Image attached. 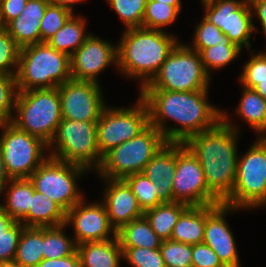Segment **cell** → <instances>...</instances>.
<instances>
[{
	"instance_id": "1",
	"label": "cell",
	"mask_w": 266,
	"mask_h": 267,
	"mask_svg": "<svg viewBox=\"0 0 266 267\" xmlns=\"http://www.w3.org/2000/svg\"><path fill=\"white\" fill-rule=\"evenodd\" d=\"M209 90L177 92L140 90L149 110L150 125L167 142H185L190 136L214 128L222 120V110L208 102ZM172 120L180 127H167Z\"/></svg>"
},
{
	"instance_id": "2",
	"label": "cell",
	"mask_w": 266,
	"mask_h": 267,
	"mask_svg": "<svg viewBox=\"0 0 266 267\" xmlns=\"http://www.w3.org/2000/svg\"><path fill=\"white\" fill-rule=\"evenodd\" d=\"M222 111V120L212 129L190 136L184 144L203 168L208 189L223 203L232 193L236 178L240 126Z\"/></svg>"
},
{
	"instance_id": "3",
	"label": "cell",
	"mask_w": 266,
	"mask_h": 267,
	"mask_svg": "<svg viewBox=\"0 0 266 267\" xmlns=\"http://www.w3.org/2000/svg\"><path fill=\"white\" fill-rule=\"evenodd\" d=\"M117 44V70L124 77L141 80L140 89L158 73L163 62L180 42L163 30L130 28Z\"/></svg>"
},
{
	"instance_id": "4",
	"label": "cell",
	"mask_w": 266,
	"mask_h": 267,
	"mask_svg": "<svg viewBox=\"0 0 266 267\" xmlns=\"http://www.w3.org/2000/svg\"><path fill=\"white\" fill-rule=\"evenodd\" d=\"M72 79L70 56L47 42L20 49L16 83L18 92L56 88Z\"/></svg>"
},
{
	"instance_id": "5",
	"label": "cell",
	"mask_w": 266,
	"mask_h": 267,
	"mask_svg": "<svg viewBox=\"0 0 266 267\" xmlns=\"http://www.w3.org/2000/svg\"><path fill=\"white\" fill-rule=\"evenodd\" d=\"M11 123L49 145L62 120L57 87L18 92Z\"/></svg>"
},
{
	"instance_id": "6",
	"label": "cell",
	"mask_w": 266,
	"mask_h": 267,
	"mask_svg": "<svg viewBox=\"0 0 266 267\" xmlns=\"http://www.w3.org/2000/svg\"><path fill=\"white\" fill-rule=\"evenodd\" d=\"M48 149L50 157L97 171L102 162L97 144V122L62 119Z\"/></svg>"
},
{
	"instance_id": "7",
	"label": "cell",
	"mask_w": 266,
	"mask_h": 267,
	"mask_svg": "<svg viewBox=\"0 0 266 267\" xmlns=\"http://www.w3.org/2000/svg\"><path fill=\"white\" fill-rule=\"evenodd\" d=\"M207 74L198 51L179 42L161 65L153 79L139 90L188 92L209 90Z\"/></svg>"
},
{
	"instance_id": "8",
	"label": "cell",
	"mask_w": 266,
	"mask_h": 267,
	"mask_svg": "<svg viewBox=\"0 0 266 267\" xmlns=\"http://www.w3.org/2000/svg\"><path fill=\"white\" fill-rule=\"evenodd\" d=\"M167 141L152 125L138 136L112 148L102 158L97 172L100 178L124 179L142 172L146 164Z\"/></svg>"
},
{
	"instance_id": "9",
	"label": "cell",
	"mask_w": 266,
	"mask_h": 267,
	"mask_svg": "<svg viewBox=\"0 0 266 267\" xmlns=\"http://www.w3.org/2000/svg\"><path fill=\"white\" fill-rule=\"evenodd\" d=\"M257 138L238 157L234 187L225 205L239 209L266 207V142Z\"/></svg>"
},
{
	"instance_id": "10",
	"label": "cell",
	"mask_w": 266,
	"mask_h": 267,
	"mask_svg": "<svg viewBox=\"0 0 266 267\" xmlns=\"http://www.w3.org/2000/svg\"><path fill=\"white\" fill-rule=\"evenodd\" d=\"M0 129V149L8 176L10 179L30 178L48 157V145L11 122H0Z\"/></svg>"
},
{
	"instance_id": "11",
	"label": "cell",
	"mask_w": 266,
	"mask_h": 267,
	"mask_svg": "<svg viewBox=\"0 0 266 267\" xmlns=\"http://www.w3.org/2000/svg\"><path fill=\"white\" fill-rule=\"evenodd\" d=\"M84 172L88 170L48 156L29 179L37 192L48 196L67 212L84 198L77 183Z\"/></svg>"
},
{
	"instance_id": "12",
	"label": "cell",
	"mask_w": 266,
	"mask_h": 267,
	"mask_svg": "<svg viewBox=\"0 0 266 267\" xmlns=\"http://www.w3.org/2000/svg\"><path fill=\"white\" fill-rule=\"evenodd\" d=\"M150 125L149 110L139 96L128 108L105 106L97 121V144L100 156L138 136Z\"/></svg>"
},
{
	"instance_id": "13",
	"label": "cell",
	"mask_w": 266,
	"mask_h": 267,
	"mask_svg": "<svg viewBox=\"0 0 266 267\" xmlns=\"http://www.w3.org/2000/svg\"><path fill=\"white\" fill-rule=\"evenodd\" d=\"M172 189L173 202L188 206L222 203L208 189L200 162L183 142H176V172Z\"/></svg>"
},
{
	"instance_id": "14",
	"label": "cell",
	"mask_w": 266,
	"mask_h": 267,
	"mask_svg": "<svg viewBox=\"0 0 266 267\" xmlns=\"http://www.w3.org/2000/svg\"><path fill=\"white\" fill-rule=\"evenodd\" d=\"M204 6V17L208 19L230 41L249 51L252 44L249 41L254 31L258 33L253 23V13L249 0H201Z\"/></svg>"
},
{
	"instance_id": "15",
	"label": "cell",
	"mask_w": 266,
	"mask_h": 267,
	"mask_svg": "<svg viewBox=\"0 0 266 267\" xmlns=\"http://www.w3.org/2000/svg\"><path fill=\"white\" fill-rule=\"evenodd\" d=\"M62 119L97 122L106 106L100 84L70 79L57 87Z\"/></svg>"
},
{
	"instance_id": "16",
	"label": "cell",
	"mask_w": 266,
	"mask_h": 267,
	"mask_svg": "<svg viewBox=\"0 0 266 267\" xmlns=\"http://www.w3.org/2000/svg\"><path fill=\"white\" fill-rule=\"evenodd\" d=\"M85 203L83 198L66 212L65 225L72 224L75 243L79 245L116 238L117 232L110 224L104 203Z\"/></svg>"
},
{
	"instance_id": "17",
	"label": "cell",
	"mask_w": 266,
	"mask_h": 267,
	"mask_svg": "<svg viewBox=\"0 0 266 267\" xmlns=\"http://www.w3.org/2000/svg\"><path fill=\"white\" fill-rule=\"evenodd\" d=\"M70 64L72 79L99 83L98 75L107 66L115 64L117 68V44L91 34L70 56Z\"/></svg>"
},
{
	"instance_id": "18",
	"label": "cell",
	"mask_w": 266,
	"mask_h": 267,
	"mask_svg": "<svg viewBox=\"0 0 266 267\" xmlns=\"http://www.w3.org/2000/svg\"><path fill=\"white\" fill-rule=\"evenodd\" d=\"M234 208L223 203L206 205V224L203 242L218 255L225 267H241L236 242L229 229L226 215L235 212Z\"/></svg>"
},
{
	"instance_id": "19",
	"label": "cell",
	"mask_w": 266,
	"mask_h": 267,
	"mask_svg": "<svg viewBox=\"0 0 266 267\" xmlns=\"http://www.w3.org/2000/svg\"><path fill=\"white\" fill-rule=\"evenodd\" d=\"M106 183L102 202L104 203L110 224L120 230L130 221L143 217L132 189L124 179L103 178Z\"/></svg>"
},
{
	"instance_id": "20",
	"label": "cell",
	"mask_w": 266,
	"mask_h": 267,
	"mask_svg": "<svg viewBox=\"0 0 266 267\" xmlns=\"http://www.w3.org/2000/svg\"><path fill=\"white\" fill-rule=\"evenodd\" d=\"M176 172V142H166L146 164L142 173L157 183L158 198L163 203L173 202V180Z\"/></svg>"
},
{
	"instance_id": "21",
	"label": "cell",
	"mask_w": 266,
	"mask_h": 267,
	"mask_svg": "<svg viewBox=\"0 0 266 267\" xmlns=\"http://www.w3.org/2000/svg\"><path fill=\"white\" fill-rule=\"evenodd\" d=\"M50 0H28L21 14L5 28L17 46L41 43L40 23Z\"/></svg>"
},
{
	"instance_id": "22",
	"label": "cell",
	"mask_w": 266,
	"mask_h": 267,
	"mask_svg": "<svg viewBox=\"0 0 266 267\" xmlns=\"http://www.w3.org/2000/svg\"><path fill=\"white\" fill-rule=\"evenodd\" d=\"M80 267H120L123 251L118 237L77 245Z\"/></svg>"
},
{
	"instance_id": "23",
	"label": "cell",
	"mask_w": 266,
	"mask_h": 267,
	"mask_svg": "<svg viewBox=\"0 0 266 267\" xmlns=\"http://www.w3.org/2000/svg\"><path fill=\"white\" fill-rule=\"evenodd\" d=\"M66 212L48 196L33 192L28 215L21 221L25 227H54L65 224Z\"/></svg>"
},
{
	"instance_id": "24",
	"label": "cell",
	"mask_w": 266,
	"mask_h": 267,
	"mask_svg": "<svg viewBox=\"0 0 266 267\" xmlns=\"http://www.w3.org/2000/svg\"><path fill=\"white\" fill-rule=\"evenodd\" d=\"M8 183L1 193V195L6 193V204L0 203V207L15 221L21 222L28 215L35 188L29 178L10 179Z\"/></svg>"
},
{
	"instance_id": "25",
	"label": "cell",
	"mask_w": 266,
	"mask_h": 267,
	"mask_svg": "<svg viewBox=\"0 0 266 267\" xmlns=\"http://www.w3.org/2000/svg\"><path fill=\"white\" fill-rule=\"evenodd\" d=\"M206 206H189L179 217L170 239L185 244L203 242Z\"/></svg>"
},
{
	"instance_id": "26",
	"label": "cell",
	"mask_w": 266,
	"mask_h": 267,
	"mask_svg": "<svg viewBox=\"0 0 266 267\" xmlns=\"http://www.w3.org/2000/svg\"><path fill=\"white\" fill-rule=\"evenodd\" d=\"M85 26L86 19L73 14L47 43L55 50L71 56L91 35L90 32H86Z\"/></svg>"
},
{
	"instance_id": "27",
	"label": "cell",
	"mask_w": 266,
	"mask_h": 267,
	"mask_svg": "<svg viewBox=\"0 0 266 267\" xmlns=\"http://www.w3.org/2000/svg\"><path fill=\"white\" fill-rule=\"evenodd\" d=\"M121 248H160L162 239L152 230L149 222L143 216L130 221L117 231Z\"/></svg>"
},
{
	"instance_id": "28",
	"label": "cell",
	"mask_w": 266,
	"mask_h": 267,
	"mask_svg": "<svg viewBox=\"0 0 266 267\" xmlns=\"http://www.w3.org/2000/svg\"><path fill=\"white\" fill-rule=\"evenodd\" d=\"M188 207L180 202L162 203L144 211L143 216L162 240H169L180 215Z\"/></svg>"
},
{
	"instance_id": "29",
	"label": "cell",
	"mask_w": 266,
	"mask_h": 267,
	"mask_svg": "<svg viewBox=\"0 0 266 267\" xmlns=\"http://www.w3.org/2000/svg\"><path fill=\"white\" fill-rule=\"evenodd\" d=\"M242 97L235 114L245 120L260 137L266 130V100L254 89L242 86Z\"/></svg>"
},
{
	"instance_id": "30",
	"label": "cell",
	"mask_w": 266,
	"mask_h": 267,
	"mask_svg": "<svg viewBox=\"0 0 266 267\" xmlns=\"http://www.w3.org/2000/svg\"><path fill=\"white\" fill-rule=\"evenodd\" d=\"M43 228L25 227L14 260L22 267H36L43 260Z\"/></svg>"
},
{
	"instance_id": "31",
	"label": "cell",
	"mask_w": 266,
	"mask_h": 267,
	"mask_svg": "<svg viewBox=\"0 0 266 267\" xmlns=\"http://www.w3.org/2000/svg\"><path fill=\"white\" fill-rule=\"evenodd\" d=\"M65 224L43 228V259L64 258L77 251L74 238L69 237Z\"/></svg>"
},
{
	"instance_id": "32",
	"label": "cell",
	"mask_w": 266,
	"mask_h": 267,
	"mask_svg": "<svg viewBox=\"0 0 266 267\" xmlns=\"http://www.w3.org/2000/svg\"><path fill=\"white\" fill-rule=\"evenodd\" d=\"M241 51L240 47L232 43L228 36H225L220 43L209 48H203L199 54L203 66L210 76L211 70H219L228 66L239 57Z\"/></svg>"
},
{
	"instance_id": "33",
	"label": "cell",
	"mask_w": 266,
	"mask_h": 267,
	"mask_svg": "<svg viewBox=\"0 0 266 267\" xmlns=\"http://www.w3.org/2000/svg\"><path fill=\"white\" fill-rule=\"evenodd\" d=\"M182 6H172L158 1L147 0L142 28L163 30L171 26L181 12Z\"/></svg>"
},
{
	"instance_id": "34",
	"label": "cell",
	"mask_w": 266,
	"mask_h": 267,
	"mask_svg": "<svg viewBox=\"0 0 266 267\" xmlns=\"http://www.w3.org/2000/svg\"><path fill=\"white\" fill-rule=\"evenodd\" d=\"M124 180L132 189L143 212L163 203L155 192L159 186L157 183L150 181L144 173L131 174L126 176Z\"/></svg>"
},
{
	"instance_id": "35",
	"label": "cell",
	"mask_w": 266,
	"mask_h": 267,
	"mask_svg": "<svg viewBox=\"0 0 266 267\" xmlns=\"http://www.w3.org/2000/svg\"><path fill=\"white\" fill-rule=\"evenodd\" d=\"M123 21L125 30L141 28L147 0H106Z\"/></svg>"
},
{
	"instance_id": "36",
	"label": "cell",
	"mask_w": 266,
	"mask_h": 267,
	"mask_svg": "<svg viewBox=\"0 0 266 267\" xmlns=\"http://www.w3.org/2000/svg\"><path fill=\"white\" fill-rule=\"evenodd\" d=\"M160 252L166 267H192V245L162 240Z\"/></svg>"
},
{
	"instance_id": "37",
	"label": "cell",
	"mask_w": 266,
	"mask_h": 267,
	"mask_svg": "<svg viewBox=\"0 0 266 267\" xmlns=\"http://www.w3.org/2000/svg\"><path fill=\"white\" fill-rule=\"evenodd\" d=\"M73 14L65 7L49 3L40 23L41 43L47 42Z\"/></svg>"
},
{
	"instance_id": "38",
	"label": "cell",
	"mask_w": 266,
	"mask_h": 267,
	"mask_svg": "<svg viewBox=\"0 0 266 267\" xmlns=\"http://www.w3.org/2000/svg\"><path fill=\"white\" fill-rule=\"evenodd\" d=\"M16 75L0 73V122H11L17 97Z\"/></svg>"
},
{
	"instance_id": "39",
	"label": "cell",
	"mask_w": 266,
	"mask_h": 267,
	"mask_svg": "<svg viewBox=\"0 0 266 267\" xmlns=\"http://www.w3.org/2000/svg\"><path fill=\"white\" fill-rule=\"evenodd\" d=\"M20 48L10 36L8 30L0 29V73L16 75Z\"/></svg>"
},
{
	"instance_id": "40",
	"label": "cell",
	"mask_w": 266,
	"mask_h": 267,
	"mask_svg": "<svg viewBox=\"0 0 266 267\" xmlns=\"http://www.w3.org/2000/svg\"><path fill=\"white\" fill-rule=\"evenodd\" d=\"M226 35L204 16L196 25L193 43L186 44L192 50L200 52L203 48H209L220 43Z\"/></svg>"
},
{
	"instance_id": "41",
	"label": "cell",
	"mask_w": 266,
	"mask_h": 267,
	"mask_svg": "<svg viewBox=\"0 0 266 267\" xmlns=\"http://www.w3.org/2000/svg\"><path fill=\"white\" fill-rule=\"evenodd\" d=\"M123 259L133 267H166L160 249L122 248Z\"/></svg>"
},
{
	"instance_id": "42",
	"label": "cell",
	"mask_w": 266,
	"mask_h": 267,
	"mask_svg": "<svg viewBox=\"0 0 266 267\" xmlns=\"http://www.w3.org/2000/svg\"><path fill=\"white\" fill-rule=\"evenodd\" d=\"M251 54L250 60L243 65L242 73L239 76L240 85L254 89L255 79L266 78V53L259 51L254 54L253 51L249 50Z\"/></svg>"
},
{
	"instance_id": "43",
	"label": "cell",
	"mask_w": 266,
	"mask_h": 267,
	"mask_svg": "<svg viewBox=\"0 0 266 267\" xmlns=\"http://www.w3.org/2000/svg\"><path fill=\"white\" fill-rule=\"evenodd\" d=\"M25 226L15 222L5 234L0 236V263L14 260L22 230Z\"/></svg>"
},
{
	"instance_id": "44",
	"label": "cell",
	"mask_w": 266,
	"mask_h": 267,
	"mask_svg": "<svg viewBox=\"0 0 266 267\" xmlns=\"http://www.w3.org/2000/svg\"><path fill=\"white\" fill-rule=\"evenodd\" d=\"M192 267H225L218 255L204 242L192 245Z\"/></svg>"
},
{
	"instance_id": "45",
	"label": "cell",
	"mask_w": 266,
	"mask_h": 267,
	"mask_svg": "<svg viewBox=\"0 0 266 267\" xmlns=\"http://www.w3.org/2000/svg\"><path fill=\"white\" fill-rule=\"evenodd\" d=\"M28 0H0V21L6 27L11 21L16 19Z\"/></svg>"
},
{
	"instance_id": "46",
	"label": "cell",
	"mask_w": 266,
	"mask_h": 267,
	"mask_svg": "<svg viewBox=\"0 0 266 267\" xmlns=\"http://www.w3.org/2000/svg\"><path fill=\"white\" fill-rule=\"evenodd\" d=\"M36 267H80V258L76 251L64 258L43 259Z\"/></svg>"
},
{
	"instance_id": "47",
	"label": "cell",
	"mask_w": 266,
	"mask_h": 267,
	"mask_svg": "<svg viewBox=\"0 0 266 267\" xmlns=\"http://www.w3.org/2000/svg\"><path fill=\"white\" fill-rule=\"evenodd\" d=\"M253 16L257 15L266 37V0H249Z\"/></svg>"
},
{
	"instance_id": "48",
	"label": "cell",
	"mask_w": 266,
	"mask_h": 267,
	"mask_svg": "<svg viewBox=\"0 0 266 267\" xmlns=\"http://www.w3.org/2000/svg\"><path fill=\"white\" fill-rule=\"evenodd\" d=\"M16 221L0 207V236L5 234Z\"/></svg>"
},
{
	"instance_id": "49",
	"label": "cell",
	"mask_w": 266,
	"mask_h": 267,
	"mask_svg": "<svg viewBox=\"0 0 266 267\" xmlns=\"http://www.w3.org/2000/svg\"><path fill=\"white\" fill-rule=\"evenodd\" d=\"M9 181L10 177L6 172L2 151L0 149V195L2 193L3 188Z\"/></svg>"
},
{
	"instance_id": "50",
	"label": "cell",
	"mask_w": 266,
	"mask_h": 267,
	"mask_svg": "<svg viewBox=\"0 0 266 267\" xmlns=\"http://www.w3.org/2000/svg\"><path fill=\"white\" fill-rule=\"evenodd\" d=\"M85 0H50V3L60 5L73 12V6L77 3H81Z\"/></svg>"
},
{
	"instance_id": "51",
	"label": "cell",
	"mask_w": 266,
	"mask_h": 267,
	"mask_svg": "<svg viewBox=\"0 0 266 267\" xmlns=\"http://www.w3.org/2000/svg\"><path fill=\"white\" fill-rule=\"evenodd\" d=\"M254 90L266 100V78L265 79H255Z\"/></svg>"
},
{
	"instance_id": "52",
	"label": "cell",
	"mask_w": 266,
	"mask_h": 267,
	"mask_svg": "<svg viewBox=\"0 0 266 267\" xmlns=\"http://www.w3.org/2000/svg\"><path fill=\"white\" fill-rule=\"evenodd\" d=\"M153 1H158L163 4L165 3L172 6H182L181 0H153Z\"/></svg>"
},
{
	"instance_id": "53",
	"label": "cell",
	"mask_w": 266,
	"mask_h": 267,
	"mask_svg": "<svg viewBox=\"0 0 266 267\" xmlns=\"http://www.w3.org/2000/svg\"><path fill=\"white\" fill-rule=\"evenodd\" d=\"M0 267H22L15 260L0 263Z\"/></svg>"
},
{
	"instance_id": "54",
	"label": "cell",
	"mask_w": 266,
	"mask_h": 267,
	"mask_svg": "<svg viewBox=\"0 0 266 267\" xmlns=\"http://www.w3.org/2000/svg\"><path fill=\"white\" fill-rule=\"evenodd\" d=\"M260 138L266 142V130L264 131V133L260 136Z\"/></svg>"
}]
</instances>
